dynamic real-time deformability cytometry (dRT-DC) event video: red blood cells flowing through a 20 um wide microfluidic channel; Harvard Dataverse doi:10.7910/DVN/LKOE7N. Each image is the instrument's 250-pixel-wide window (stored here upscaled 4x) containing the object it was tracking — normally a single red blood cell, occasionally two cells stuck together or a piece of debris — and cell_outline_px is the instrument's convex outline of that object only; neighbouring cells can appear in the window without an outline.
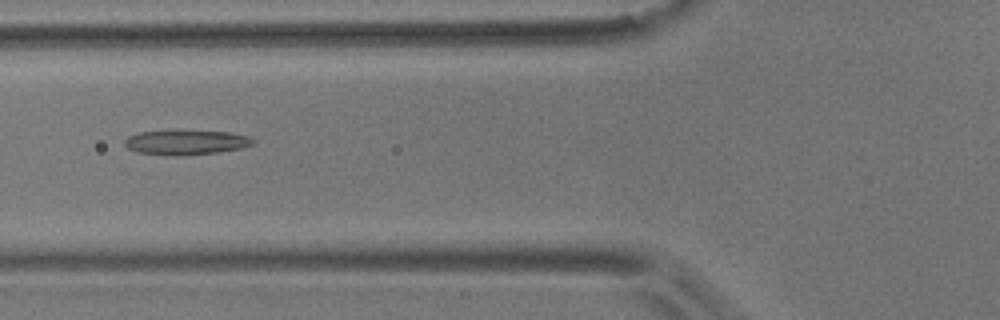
{"species": "common noctule bat (a hibernating species)", "species_latin": "Nyctalus noctula", "temperature_condition": "room temperature", "stored_images_in_passage": 43, "camera_frame_rate_fps": 3000, "um_per_image_px": 0.085, "animal": {"sex": "male", "body_mass_g": 17.9}, "frame": {"image": 1, "passage_image": 13, "time_ms": 4.0, "image_size_px": [1000, 320], "cell_outline_px": [[256, 140], [252, 144], [240, 148], [216, 152], [180, 156], [172, 156], [136, 152], [128, 148], [124, 144], [124, 140], [128, 136], [140, 132], [176, 128], [228, 132], [248, 136]], "centroid_in_image_um": [15.76, 12.06], "position_along_channel_um": 110.0, "area_um2": 19.19}}
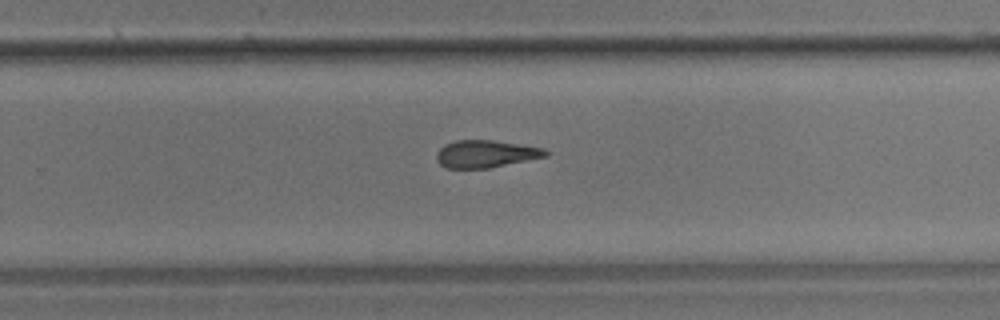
{"frame": {"image": 2, "passage_image": 28, "time_ms": 9.0, "image_size_px": [1000, 320], "cell_outline_px": [[548, 156], [488, 168], [444, 168], [436, 160], [436, 152], [444, 144], [456, 140], [492, 140], [544, 148], [548, 152]], "centroid_in_image_um": [41.25, 13.08], "position_along_channel_um": 288.6, "area_um2": 17.4}}
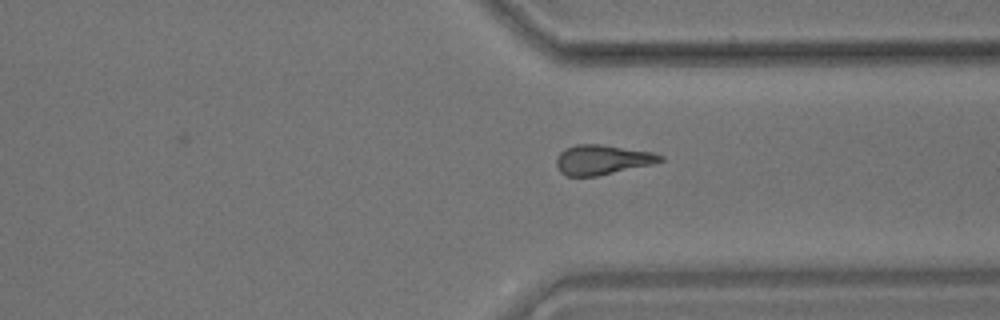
{"frame": {"image": 3, "passage_image": 34, "time_ms": 11.0, "image_size_px": [1000, 320], "cell_outline_px": [[664, 160], [652, 164], [596, 176], [568, 176], [560, 172], [556, 164], [556, 156], [564, 148], [576, 144], [600, 144], [652, 152], [664, 156]], "centroid_in_image_um": [51.16, 13.57], "position_along_channel_um": 360.2, "area_um2": 17.98}, "authors_computed_cell_mechanics": {"area_um2": 17.9758, "velocity_mm_per_s": 3.5744, "shape_relaxation_time_tau1_ms": null, "shape_relaxation_time_tau2_ms": 5.418, "deformation_change_tau1": null, "deformation_change_tau2": 0.1382}}